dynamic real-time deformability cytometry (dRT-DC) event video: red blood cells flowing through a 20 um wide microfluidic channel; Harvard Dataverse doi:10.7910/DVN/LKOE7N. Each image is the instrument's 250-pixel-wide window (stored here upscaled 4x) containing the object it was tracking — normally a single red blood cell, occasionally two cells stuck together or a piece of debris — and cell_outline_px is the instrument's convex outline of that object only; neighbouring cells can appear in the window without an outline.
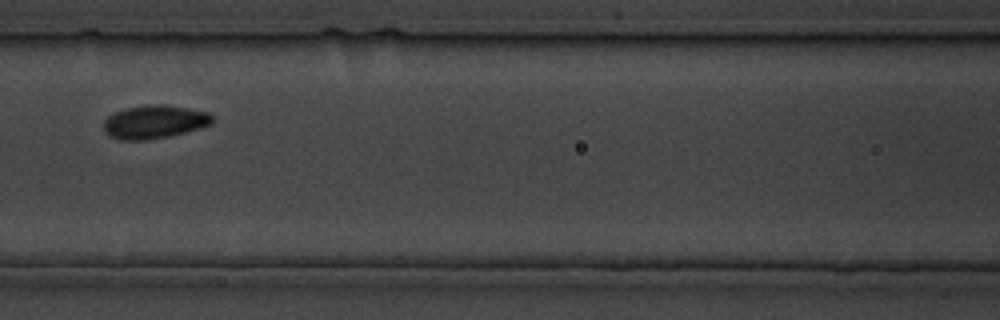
{"species": "common noctule bat (a hibernating species)", "species_latin": "Nyctalus noctula", "temperature_condition": "cold", "stored_images_in_passage": 31, "camera_frame_rate_fps": 3000, "um_per_image_px": 0.085, "animal": {"sex": "male", "body_mass_g": 19.5, "forearm_length_mm": 54.6}, "frame": {"image": 1, "passage_image": 10, "time_ms": 10.333, "image_size_px": [1000, 320], "cell_outline_px": [[212, 124], [200, 128], [168, 136], [144, 140], [120, 140], [108, 136], [104, 132], [104, 120], [108, 116], [116, 112], [128, 108], [184, 108], [208, 112], [212, 116]], "centroid_in_image_um": [13.08, 10.43], "position_along_channel_um": 153.5, "area_um2": 19.88}}
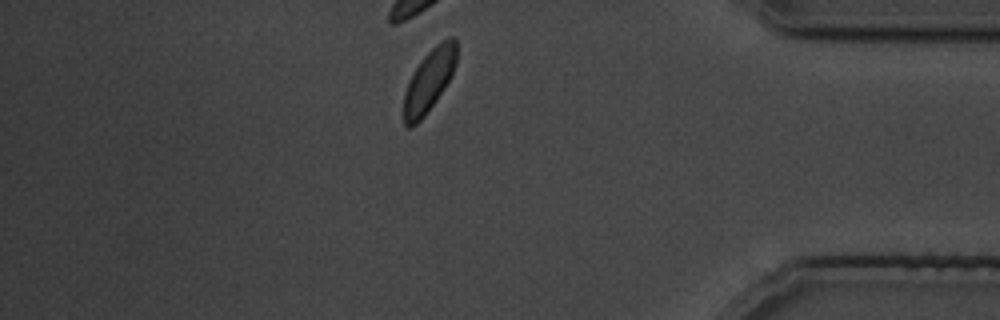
{"frame": {"image": 2, "passage_image": 27, "time_ms": 29.667, "image_size_px": [1000, 320], "cell_outline_px": [[456, 64], [452, 76], [436, 100], [424, 116], [412, 128], [408, 128], [404, 124], [404, 92], [416, 68], [424, 56], [436, 44], [452, 36], [456, 40]], "centroid_in_image_um": [36.48, 6.86], "position_along_channel_um": 398.7, "area_um2": 18.9}}